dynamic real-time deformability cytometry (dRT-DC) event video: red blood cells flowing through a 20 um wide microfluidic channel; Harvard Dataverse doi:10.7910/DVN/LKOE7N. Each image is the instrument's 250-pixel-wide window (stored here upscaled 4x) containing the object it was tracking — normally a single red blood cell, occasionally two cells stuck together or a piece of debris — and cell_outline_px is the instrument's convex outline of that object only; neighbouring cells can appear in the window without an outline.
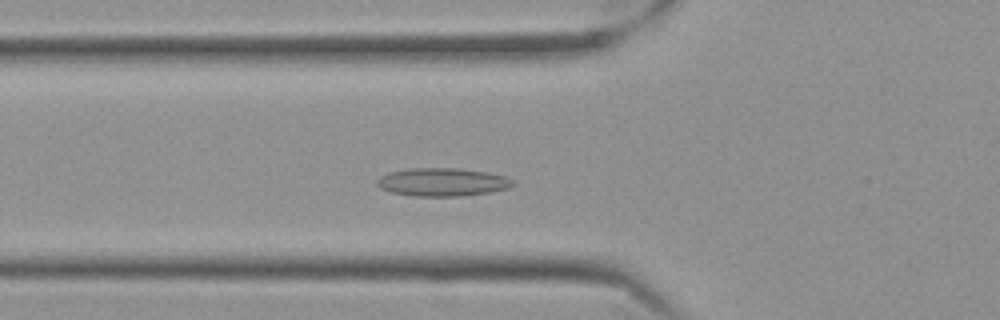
{"species": "Egyptian fruit bat (a non-hibernating species)", "species_latin": "Rousettus aegyptiacus", "temperature_condition": "cold", "stored_images_in_passage": 54, "camera_frame_rate_fps": 3000, "um_per_image_px": 0.085, "frame": {"image": 1, "passage_image": 17, "time_ms": 5.333, "image_size_px": [1000, 320], "cell_outline_px": [[516, 184], [508, 188], [488, 192], [460, 196], [412, 196], [392, 192], [380, 188], [376, 184], [376, 180], [380, 176], [388, 172], [412, 168], [456, 168], [488, 172], [504, 176], [512, 180]], "centroid_in_image_um": [37.58, 15.47], "position_along_channel_um": 88.2, "area_um2": 22.25}}
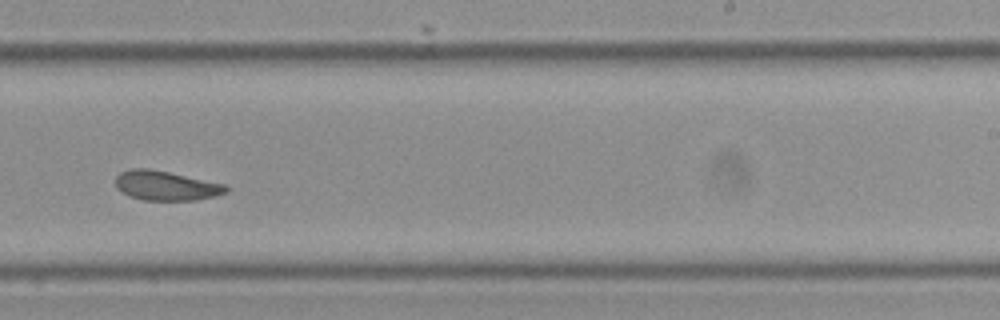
{"frame": {"image": 2, "passage_image": 33, "time_ms": 10.667, "image_size_px": [1000, 320], "cell_outline_px": [[228, 192], [216, 196], [196, 200], [144, 200], [132, 196], [116, 188], [116, 176], [120, 172], [128, 168], [148, 168], [168, 172], [224, 184], [228, 188]], "centroid_in_image_um": [14.1, 15.77], "position_along_channel_um": 274.9, "area_um2": 18.84}}
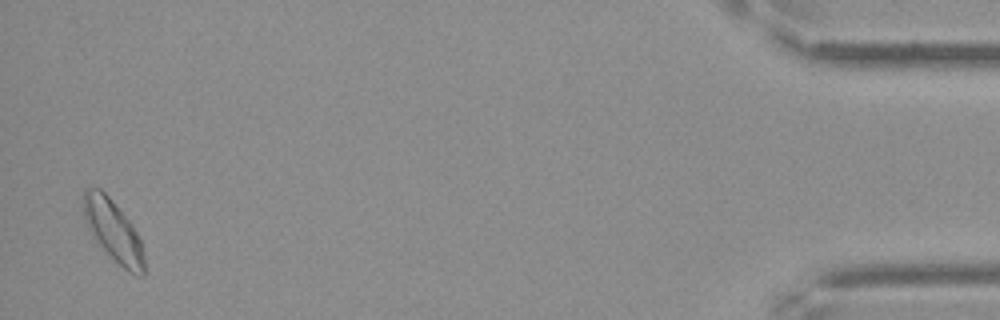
{"frame": {"image": 3, "passage_image": 53, "time_ms": 17.333, "image_size_px": [1000, 320], "cell_outline_px": [[144, 276], [136, 276], [128, 272], [96, 244], [88, 228], [84, 216], [84, 188], [100, 188], [112, 200], [132, 224], [140, 240], [144, 252]], "centroid_in_image_um": [9.63, 19.66], "position_along_channel_um": 425.6, "area_um2": 21.79}, "authors_computed_cell_mechanics": {"area_um2": 19.7676, "velocity_mm_per_s": 3.4943, "shape_relaxation_time_tau1_ms": null, "shape_relaxation_time_tau2_ms": 2.019, "deformation_change_tau1": null, "deformation_change_tau2": 0.0723}}